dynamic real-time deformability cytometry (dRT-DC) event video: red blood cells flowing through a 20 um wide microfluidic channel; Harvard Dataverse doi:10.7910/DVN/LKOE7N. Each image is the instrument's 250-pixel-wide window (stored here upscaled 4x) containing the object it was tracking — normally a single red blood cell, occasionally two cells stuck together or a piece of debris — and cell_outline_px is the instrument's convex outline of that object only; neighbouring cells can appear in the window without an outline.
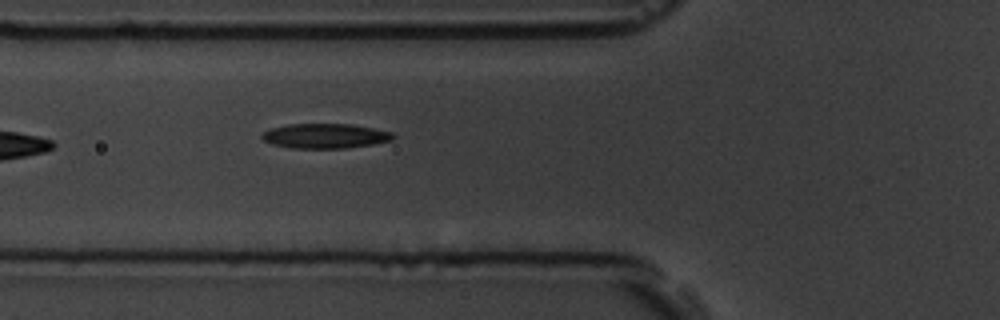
{"species": "common noctule bat (a hibernating species)", "species_latin": "Nyctalus noctula", "temperature_condition": "room temperature", "stored_images_in_passage": 4, "camera_frame_rate_fps": 3000, "um_per_image_px": 0.085, "animal": {"sex": "male", "body_mass_g": 19.5, "forearm_length_mm": 54.6}, "frame": {"image": 1, "passage_image": 4, "time_ms": 3.667, "image_size_px": [1000, 320], "cell_outline_px": [[396, 136], [392, 140], [372, 144], [344, 148], [292, 148], [272, 144], [264, 140], [260, 136], [264, 132], [272, 128], [288, 124], [352, 124], [392, 132]], "centroid_in_image_um": [27.64, 11.55], "position_along_channel_um": 98.2, "area_um2": 18.79}}